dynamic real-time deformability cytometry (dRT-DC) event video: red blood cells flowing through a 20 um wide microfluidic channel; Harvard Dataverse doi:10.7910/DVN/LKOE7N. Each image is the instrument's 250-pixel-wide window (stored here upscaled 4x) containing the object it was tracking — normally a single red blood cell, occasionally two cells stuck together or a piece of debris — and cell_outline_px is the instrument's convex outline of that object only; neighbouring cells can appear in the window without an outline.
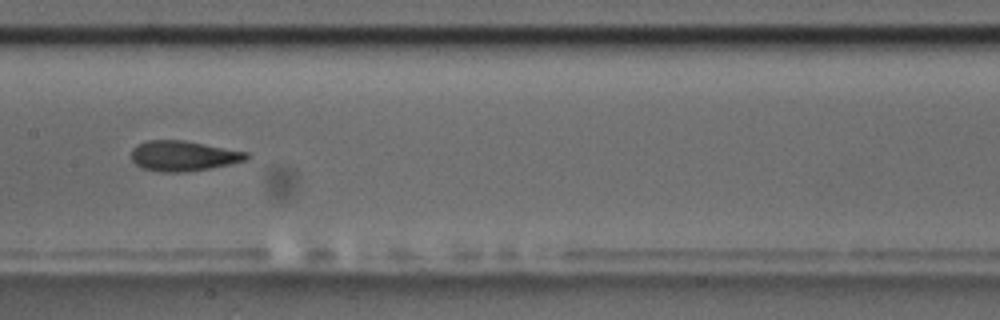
{"species": "common noctule bat (a hibernating species)", "species_latin": "Nyctalus noctula", "temperature_condition": "room temperature", "stored_images_in_passage": 38, "camera_frame_rate_fps": 3000, "um_per_image_px": 0.085, "animal": {"sex": "male", "body_mass_g": 17.5, "forearm_length_mm": 52.3}, "frame": {"image": 1, "passage_image": 12, "time_ms": 3.667, "image_size_px": [1000, 320], "cell_outline_px": [[248, 160], [208, 168], [184, 172], [160, 172], [144, 168], [136, 164], [132, 160], [132, 148], [136, 144], [148, 140], [184, 140], [248, 152]], "centroid_in_image_um": [15.56, 13.24], "position_along_channel_um": 191.8, "area_um2": 20.17}, "authors_computed_cell_mechanics": {"area_um2": 20.2878, "velocity_mm_per_s": 3.4918, "shape_relaxation_time_tau1_ms": 4.7584, "shape_relaxation_time_tau2_ms": 2.3042, "deformation_change_tau1": 0.1745, "deformation_change_tau2": 0.1099}}